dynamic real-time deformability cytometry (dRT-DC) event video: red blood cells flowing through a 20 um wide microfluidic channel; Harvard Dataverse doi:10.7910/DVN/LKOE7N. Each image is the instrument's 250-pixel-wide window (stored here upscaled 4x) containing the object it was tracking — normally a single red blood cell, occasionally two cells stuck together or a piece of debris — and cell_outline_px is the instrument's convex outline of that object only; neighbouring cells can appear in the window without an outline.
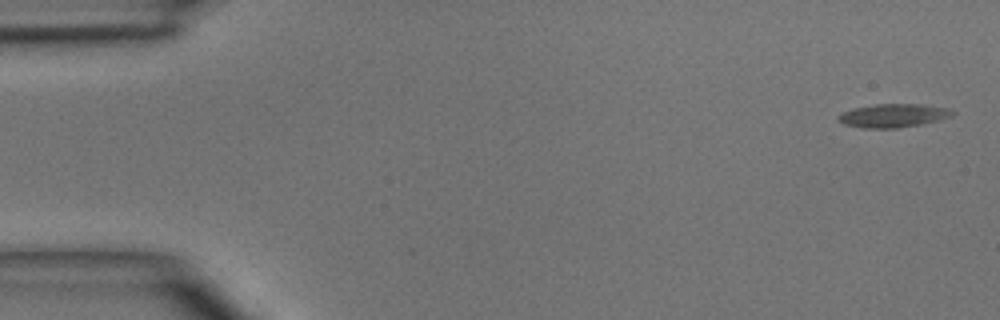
{"species": "common noctule bat (a hibernating species)", "species_latin": "Nyctalus noctula", "temperature_condition": "room temperature", "stored_images_in_passage": 4, "camera_frame_rate_fps": 3000, "um_per_image_px": 0.085, "animal": {"sex": "male", "body_mass_g": 15.6}, "frame": {"image": 1, "passage_image": 1, "time_ms": 0.0, "image_size_px": [1000, 320], "cell_outline_px": [[956, 112], [952, 116], [920, 124], [900, 128], [864, 128], [844, 124], [836, 120], [836, 116], [840, 112], [852, 108], [876, 104], [920, 104], [948, 108]], "centroid_in_image_um": [75.86, 9.82], "position_along_channel_um": 9.1, "area_um2": 15.72}}
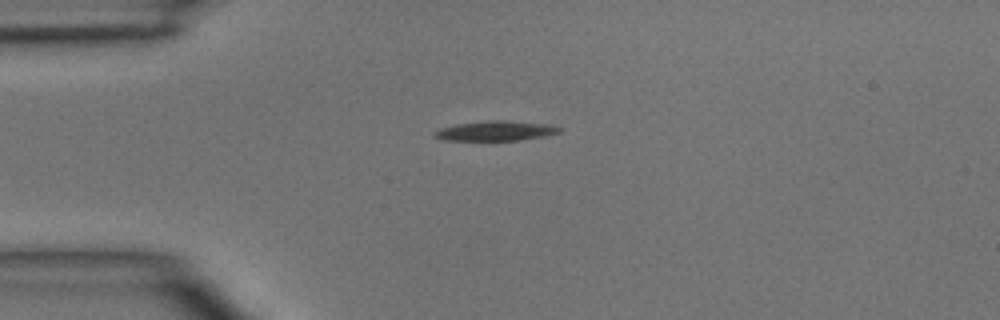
{"frame": {"image": 2, "passage_image": 4, "time_ms": 3.333, "image_size_px": [1000, 320], "cell_outline_px": [[564, 128], [560, 132], [544, 136], [520, 140], [444, 140], [432, 136], [432, 132], [440, 128], [456, 124], [488, 120], [500, 120], [548, 124]], "centroid_in_image_um": [42.11, 11.12], "position_along_channel_um": 42.9, "area_um2": 14.45}}